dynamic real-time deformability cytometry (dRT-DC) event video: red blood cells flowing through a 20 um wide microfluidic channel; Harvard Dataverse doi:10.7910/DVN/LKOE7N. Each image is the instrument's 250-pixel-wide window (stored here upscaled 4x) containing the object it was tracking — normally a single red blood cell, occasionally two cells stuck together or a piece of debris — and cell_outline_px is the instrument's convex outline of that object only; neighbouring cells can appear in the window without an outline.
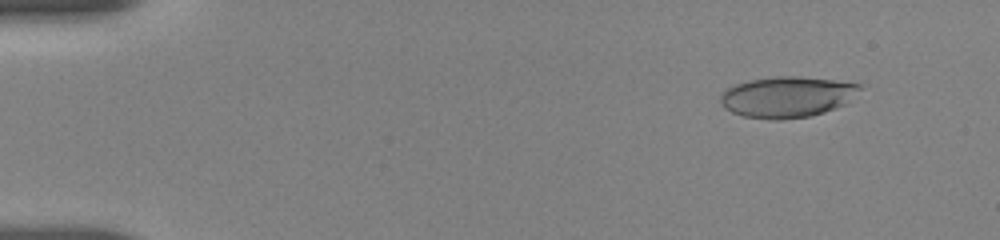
{"species": "human", "species_latin": "Homo sapiens", "temperature_condition": "room temperature", "stored_images_in_passage": 55, "camera_frame_rate_fps": 3000, "um_per_image_px": 0.085, "donor": {"sex": "female"}, "frame": {"image": 1, "passage_image": 6, "time_ms": 1.667, "image_size_px": [1000, 240], "cell_outline_px": [[864, 84], [844, 104], [836, 108], [812, 116], [780, 120], [772, 120], [744, 116], [732, 112], [724, 108], [720, 104], [720, 96], [728, 88], [736, 84], [752, 80], [776, 76], [796, 76], [832, 80]], "centroid_in_image_um": [66.88, 8.25], "position_along_channel_um": 18.1, "area_um2": 33.0}}
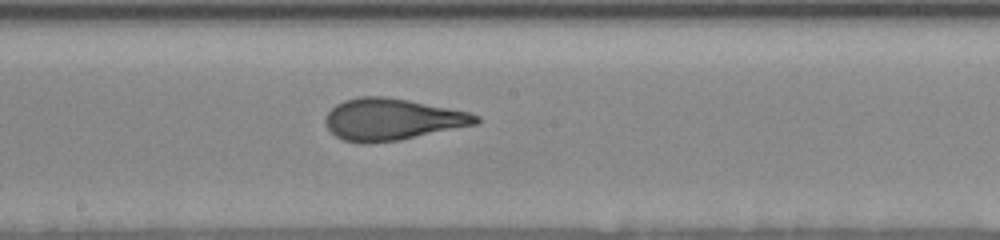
{"frame": {"image": 2, "passage_image": 31, "time_ms": 10.0, "image_size_px": [1000, 240], "cell_outline_px": [[480, 124], [400, 140], [368, 144], [360, 144], [344, 140], [336, 136], [328, 128], [324, 120], [328, 112], [336, 104], [344, 100], [360, 96], [384, 96], [408, 100], [468, 112], [480, 116]], "centroid_in_image_um": [33.34, 10.16], "position_along_channel_um": 214.9, "area_um2": 36.76}}
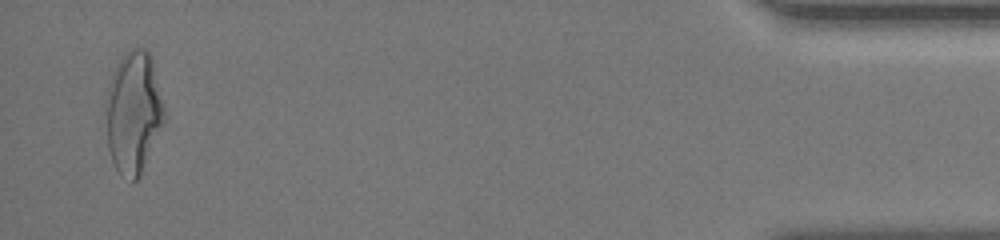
{"frame": {"image": 3, "passage_image": 54, "time_ms": 17.667, "image_size_px": [1000, 240], "cell_outline_px": [[168, 116], [140, 176], [136, 180], [132, 180], [120, 176], [112, 160], [108, 148], [104, 104], [104, 100], [108, 84], [116, 64], [132, 48], [144, 48], [148, 52], [152, 60]], "centroid_in_image_um": [11.35, 9.58], "position_along_channel_um": 423.8, "area_um2": 42.31}, "authors_computed_cell_mechanics": {"area_um2": 35.7204, "velocity_mm_per_s": 3.6864, "shape_relaxation_time_tau1_ms": 6.5378, "shape_relaxation_time_tau2_ms": 1.0844, "deformation_change_tau1": 0.2295, "deformation_change_tau2": 0.0931}}